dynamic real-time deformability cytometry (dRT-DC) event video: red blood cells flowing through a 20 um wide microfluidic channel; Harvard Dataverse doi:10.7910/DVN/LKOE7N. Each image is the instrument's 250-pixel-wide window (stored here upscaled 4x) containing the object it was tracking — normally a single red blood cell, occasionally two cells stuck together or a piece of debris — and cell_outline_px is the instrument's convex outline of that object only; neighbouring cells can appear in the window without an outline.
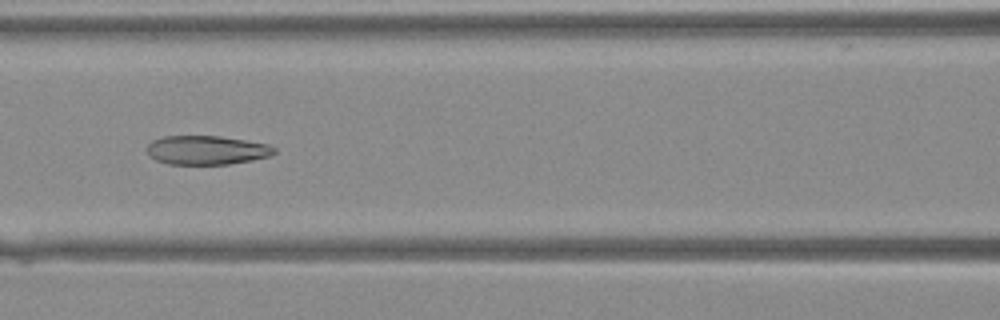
{"species": "Egyptian fruit bat (a non-hibernating species)", "species_latin": "Rousettus aegyptiacus", "temperature_condition": "warm", "stored_images_in_passage": 41, "camera_frame_rate_fps": 3000, "um_per_image_px": 0.085, "animal": {"sex": "female"}, "frame": {"image": 1, "passage_image": 19, "time_ms": 6.0, "image_size_px": [1000, 320], "cell_outline_px": [[276, 152], [268, 156], [252, 160], [228, 164], [168, 164], [156, 160], [148, 156], [148, 144], [152, 140], [164, 136], [220, 136], [268, 144], [276, 148]], "centroid_in_image_um": [17.55, 12.76], "position_along_channel_um": 149.1, "area_um2": 21.44}}
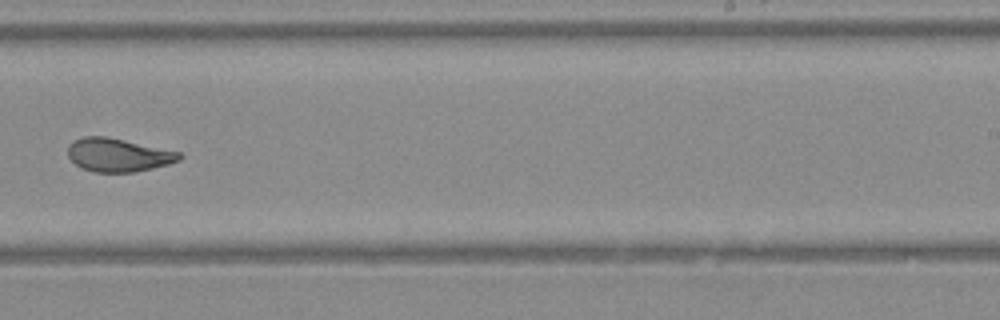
{"frame": {"image": 2, "passage_image": 27, "time_ms": 8.667, "image_size_px": [1000, 320], "cell_outline_px": [[184, 156], [180, 160], [168, 164], [136, 172], [96, 172], [80, 168], [68, 156], [68, 148], [72, 140], [84, 136], [108, 136], [180, 152]], "centroid_in_image_um": [10.05, 13.16], "position_along_channel_um": 279.0, "area_um2": 21.79}}
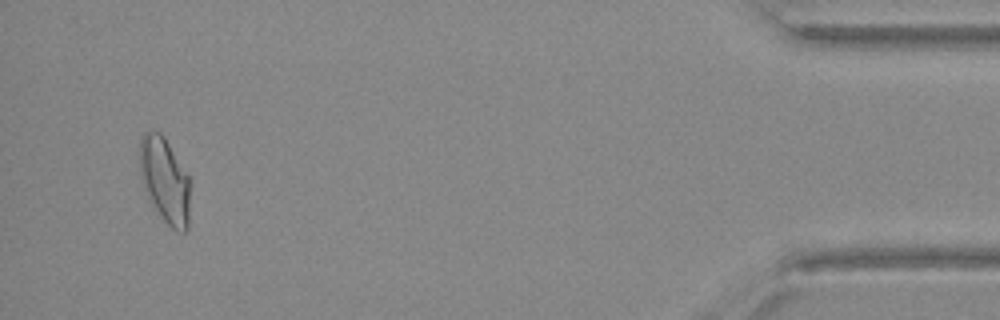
{"frame": {"image": 3, "passage_image": 40, "time_ms": 13.0, "image_size_px": [1000, 320], "cell_outline_px": [[188, 228], [184, 232], [176, 232], [160, 216], [148, 196], [140, 176], [140, 140], [144, 132], [160, 132], [164, 136], [188, 176]], "centroid_in_image_um": [13.99, 15.32], "position_along_channel_um": 421.2, "area_um2": 24.45}}